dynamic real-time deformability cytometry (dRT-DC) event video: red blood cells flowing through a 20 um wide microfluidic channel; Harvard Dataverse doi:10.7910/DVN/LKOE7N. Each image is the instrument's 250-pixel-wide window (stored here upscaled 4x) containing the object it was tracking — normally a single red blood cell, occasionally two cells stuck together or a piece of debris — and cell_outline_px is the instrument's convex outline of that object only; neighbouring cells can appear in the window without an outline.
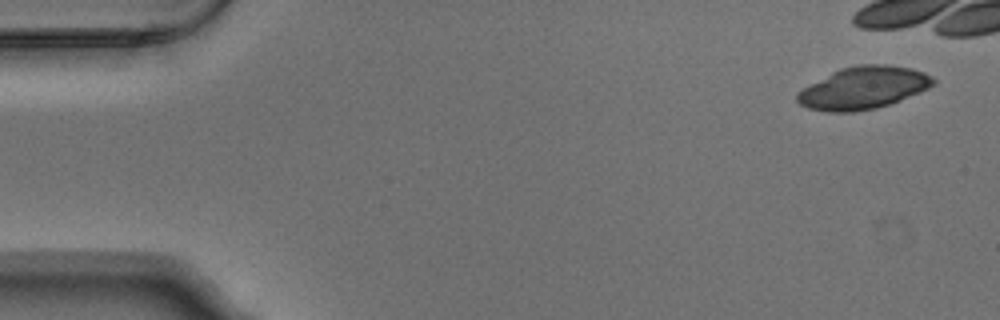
{"species": "Egyptian fruit bat (a non-hibernating species)", "species_latin": "Rousettus aegyptiacus", "temperature_condition": "warm", "stored_images_in_passage": 7, "camera_frame_rate_fps": 3000, "um_per_image_px": 0.085, "animal": {"sex": "male"}, "frame": {"image": 1, "passage_image": 1, "time_ms": 0.0, "image_size_px": [1000, 320], "cell_outline_px": [[936, 80], [928, 88], [920, 92], [900, 100], [876, 108], [852, 112], [828, 112], [808, 108], [800, 104], [796, 100], [796, 92], [832, 72], [840, 68], [856, 64], [888, 64], [912, 68], [924, 72], [932, 76]], "centroid_in_image_um": [73.38, 7.46], "position_along_channel_um": 11.6, "area_um2": 33.58}}
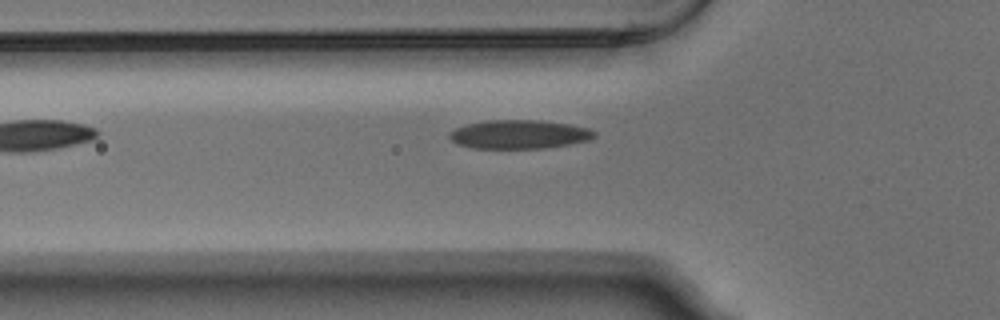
{"frame": {"image": 2, "passage_image": 7, "time_ms": 2.0, "image_size_px": [1000, 320], "cell_outline_px": [[596, 136], [588, 140], [568, 144], [544, 148], [472, 148], [456, 144], [448, 136], [448, 132], [456, 128], [468, 124], [488, 120], [540, 120], [568, 124], [588, 128], [596, 132]], "centroid_in_image_um": [44.1, 11.42], "position_along_channel_um": 81.7, "area_um2": 24.22}}